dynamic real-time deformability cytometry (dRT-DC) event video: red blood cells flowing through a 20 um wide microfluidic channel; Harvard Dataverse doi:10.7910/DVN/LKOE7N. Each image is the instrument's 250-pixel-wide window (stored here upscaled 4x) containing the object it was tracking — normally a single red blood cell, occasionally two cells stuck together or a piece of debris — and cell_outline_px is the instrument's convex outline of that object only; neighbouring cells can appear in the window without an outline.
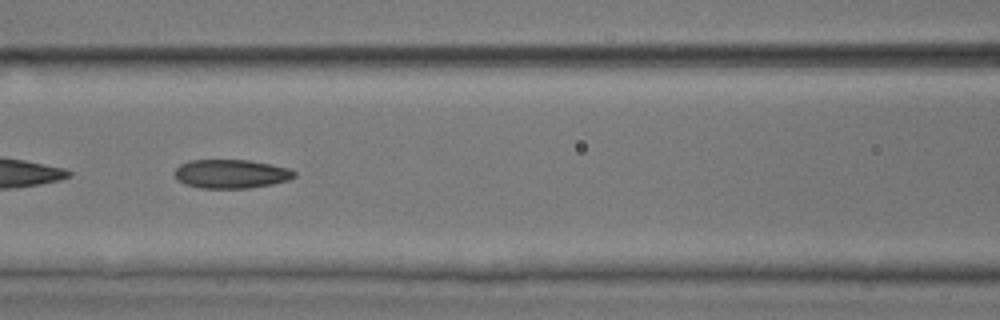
{"species": "common noctule bat (a hibernating species)", "species_latin": "Nyctalus noctula", "temperature_condition": "room temperature", "stored_images_in_passage": 52, "camera_frame_rate_fps": 3000, "um_per_image_px": 0.085, "animal": {"sex": "male", "body_mass_g": 17.9, "forearm_length_mm": 54.2}, "frame": {"image": 1, "passage_image": 23, "time_ms": 7.333, "image_size_px": [1000, 320], "cell_outline_px": [[296, 176], [288, 180], [272, 184], [248, 188], [200, 188], [184, 184], [176, 176], [176, 168], [180, 164], [192, 160], [248, 160], [288, 168], [296, 172]], "centroid_in_image_um": [19.66, 14.78], "position_along_channel_um": 146.9, "area_um2": 19.88}}
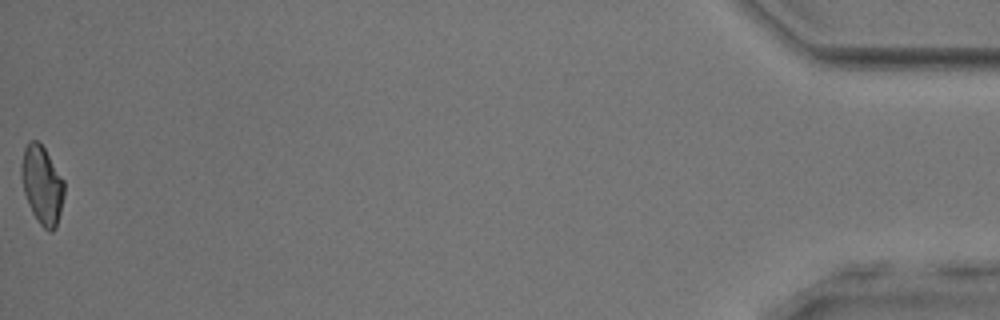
{"frame": {"image": 2, "passage_image": 52, "time_ms": 17.0, "image_size_px": [1000, 320], "cell_outline_px": [[64, 196], [56, 228], [52, 232], [48, 232], [40, 224], [32, 212], [28, 204], [24, 192], [20, 172], [20, 168], [24, 148], [28, 140], [36, 140], [44, 148], [64, 180]], "centroid_in_image_um": [3.57, 15.73], "position_along_channel_um": 431.6, "area_um2": 19.54}, "authors_computed_cell_mechanics": {"area_um2": 20.2589, "velocity_mm_per_s": 3.9485, "shape_relaxation_time_tau1_ms": null, "shape_relaxation_time_tau2_ms": 3.064, "deformation_change_tau1": null, "deformation_change_tau2": 0.102}}